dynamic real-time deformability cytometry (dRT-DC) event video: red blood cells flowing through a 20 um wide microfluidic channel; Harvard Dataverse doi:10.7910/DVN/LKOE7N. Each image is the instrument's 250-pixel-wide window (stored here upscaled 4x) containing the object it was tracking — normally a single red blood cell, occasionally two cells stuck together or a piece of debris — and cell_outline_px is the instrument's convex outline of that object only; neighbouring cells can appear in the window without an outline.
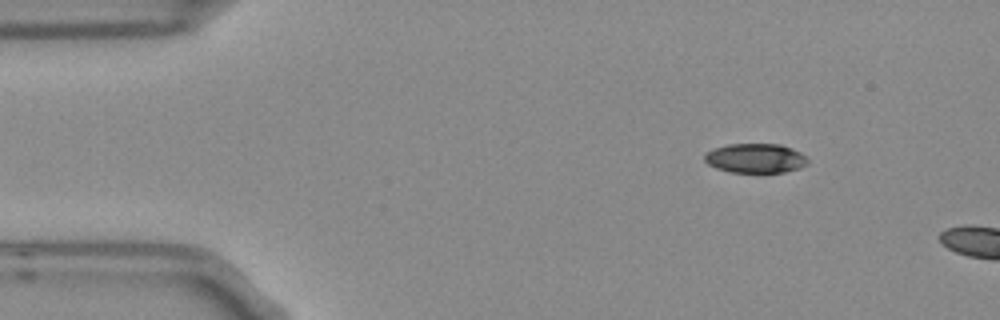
{"species": "Egyptian fruit bat (a non-hibernating species)", "species_latin": "Rousettus aegyptiacus", "temperature_condition": "room temperature", "stored_images_in_passage": 3, "camera_frame_rate_fps": 3000, "um_per_image_px": 0.085, "frame": {"image": 1, "passage_image": 1, "time_ms": 0.0, "image_size_px": [1000, 320], "cell_outline_px": [[808, 164], [800, 168], [784, 172], [728, 172], [716, 168], [708, 164], [704, 160], [704, 156], [708, 152], [716, 148], [728, 144], [780, 144], [792, 148], [800, 152], [808, 160]], "centroid_in_image_um": [64.23, 13.45], "position_along_channel_um": 20.8, "area_um2": 17.63}}